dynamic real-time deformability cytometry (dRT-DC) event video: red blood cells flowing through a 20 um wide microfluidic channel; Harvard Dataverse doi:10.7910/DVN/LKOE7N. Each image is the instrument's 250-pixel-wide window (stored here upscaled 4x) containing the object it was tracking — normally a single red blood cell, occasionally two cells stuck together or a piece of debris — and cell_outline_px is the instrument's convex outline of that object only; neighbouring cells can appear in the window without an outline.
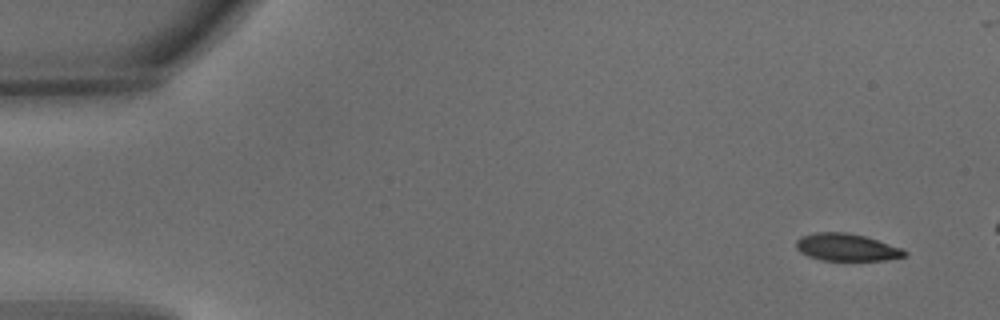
{"species": "common noctule bat (a hibernating species)", "species_latin": "Nyctalus noctula", "temperature_condition": "warm", "stored_images_in_passage": 5, "camera_frame_rate_fps": 3000, "um_per_image_px": 0.085, "animal": {"sex": "male", "body_mass_g": 15.6}, "frame": {"image": 1, "passage_image": 1, "time_ms": 0.0, "image_size_px": [1000, 320], "cell_outline_px": [[908, 256], [888, 260], [820, 260], [808, 256], [800, 252], [796, 248], [796, 240], [800, 236], [816, 232], [848, 232], [864, 236], [900, 248], [908, 252]], "centroid_in_image_um": [71.94, 21.02], "position_along_channel_um": 13.1, "area_um2": 17.28}}